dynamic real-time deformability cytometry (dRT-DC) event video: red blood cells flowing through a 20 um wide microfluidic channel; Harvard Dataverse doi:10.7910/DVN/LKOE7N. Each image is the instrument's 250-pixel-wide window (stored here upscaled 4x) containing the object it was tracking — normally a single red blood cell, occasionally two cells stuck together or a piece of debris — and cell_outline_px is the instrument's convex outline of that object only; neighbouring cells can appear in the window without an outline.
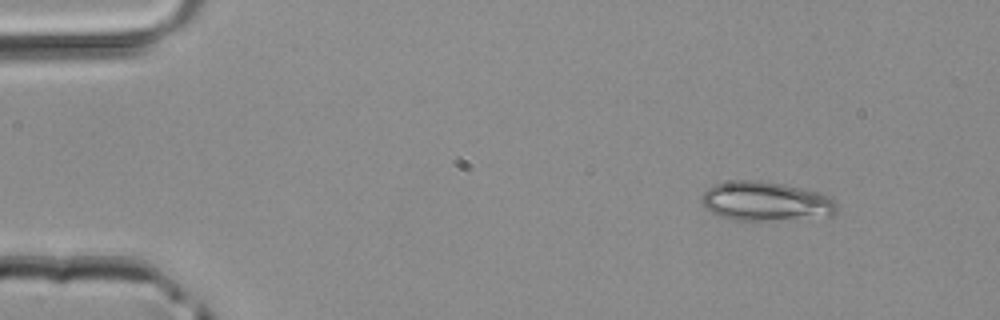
{"species": "common noctule bat (a hibernating species)", "species_latin": "Nyctalus noctula", "temperature_condition": "room temperature", "stored_images_in_passage": 2, "camera_frame_rate_fps": 3000, "um_per_image_px": 0.085, "animal": {"sex": "male", "body_mass_g": 20.4}, "frame": {"image": 1, "passage_image": 1, "time_ms": 0.0, "image_size_px": [1000, 320], "cell_outline_px": [[836, 212], [832, 216], [772, 220], [732, 220], [716, 216], [704, 208], [700, 200], [700, 196], [712, 184], [732, 180], [760, 180], [784, 184], [820, 192], [832, 196], [836, 200]], "centroid_in_image_um": [65.06, 17.1], "position_along_channel_um": 19.9, "area_um2": 31.56}}